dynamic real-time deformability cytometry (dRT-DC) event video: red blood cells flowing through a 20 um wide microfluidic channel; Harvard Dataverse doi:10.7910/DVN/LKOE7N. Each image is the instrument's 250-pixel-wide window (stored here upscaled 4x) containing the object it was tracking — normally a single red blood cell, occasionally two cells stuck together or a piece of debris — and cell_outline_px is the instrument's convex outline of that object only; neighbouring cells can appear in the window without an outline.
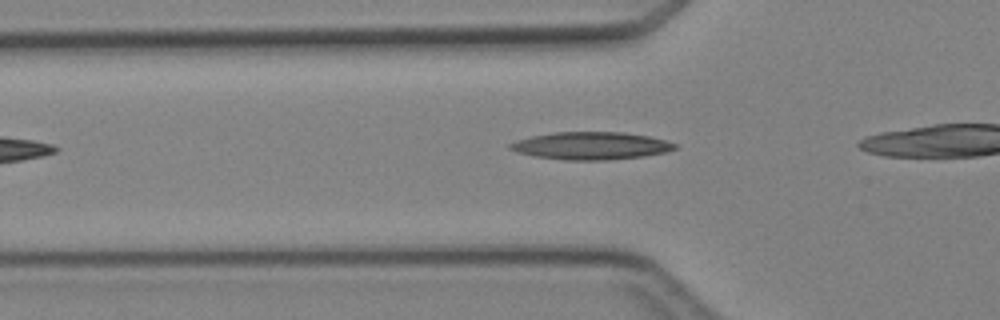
{"species": "Egyptian fruit bat (a non-hibernating species)", "species_latin": "Rousettus aegyptiacus", "temperature_condition": "cold", "stored_images_in_passage": 5, "camera_frame_rate_fps": 3000, "um_per_image_px": 0.085, "animal": {"sex": "female"}, "frame": {"image": 1, "passage_image": 4, "time_ms": 3.667, "image_size_px": [1000, 320], "cell_outline_px": [[676, 148], [668, 152], [644, 156], [608, 160], [564, 160], [536, 156], [516, 152], [508, 148], [508, 144], [516, 140], [532, 136], [556, 132], [624, 132], [648, 136], [664, 140], [676, 144]], "centroid_in_image_um": [50.23, 12.39], "position_along_channel_um": 75.6, "area_um2": 26.47}}